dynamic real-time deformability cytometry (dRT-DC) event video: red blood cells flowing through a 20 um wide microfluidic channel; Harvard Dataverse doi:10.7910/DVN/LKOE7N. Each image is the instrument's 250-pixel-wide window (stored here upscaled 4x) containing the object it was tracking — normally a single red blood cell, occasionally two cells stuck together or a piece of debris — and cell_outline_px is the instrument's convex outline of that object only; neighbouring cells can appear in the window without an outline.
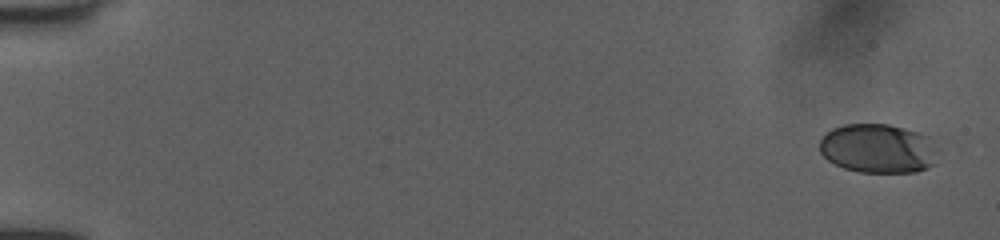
{"species": "human", "species_latin": "Homo sapiens", "temperature_condition": "room temperature", "stored_images_in_passage": 18, "camera_frame_rate_fps": 3000, "um_per_image_px": 0.085, "donor": {"sex": "female"}, "frame": {"image": 1, "passage_image": 1, "time_ms": 0.0, "image_size_px": [1000, 240], "cell_outline_px": [[932, 164], [924, 168], [912, 172], [860, 172], [844, 168], [828, 160], [820, 152], [820, 140], [824, 132], [832, 128], [844, 124], [888, 124], [920, 132], [928, 136]], "centroid_in_image_um": [74.49, 12.6], "position_along_channel_um": 10.5, "area_um2": 33.12}}
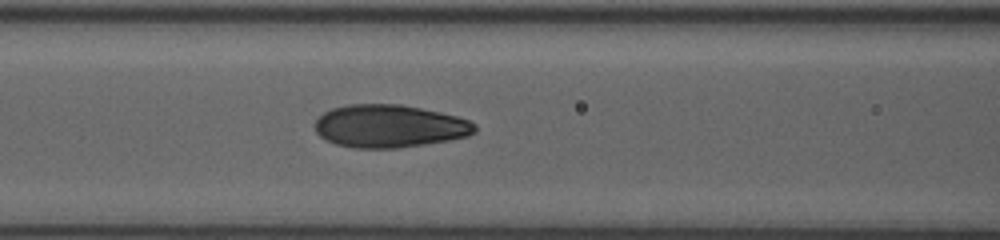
{"frame": {"image": 2, "passage_image": 16, "time_ms": 5.0, "image_size_px": [1000, 240], "cell_outline_px": [[476, 132], [468, 136], [448, 140], [424, 144], [396, 148], [352, 148], [336, 144], [320, 136], [316, 132], [312, 124], [324, 112], [332, 108], [348, 104], [400, 104], [440, 112], [456, 116], [468, 120], [476, 124]], "centroid_in_image_um": [33.08, 10.72], "position_along_channel_um": 133.5, "area_um2": 39.94}}
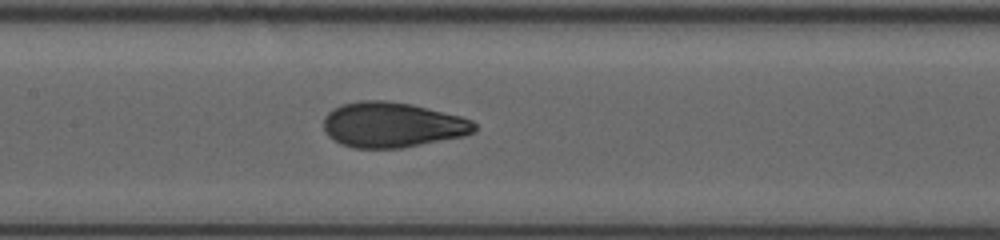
{"frame": {"image": 3, "passage_image": 18, "time_ms": 5.667, "image_size_px": [1000, 240], "cell_outline_px": [[476, 128], [472, 132], [464, 136], [400, 148], [352, 148], [340, 144], [328, 136], [324, 132], [324, 116], [332, 108], [340, 104], [360, 100], [384, 100], [412, 104], [460, 116], [472, 120], [476, 124]], "centroid_in_image_um": [33.3, 10.6], "position_along_channel_um": 174.1, "area_um2": 39.94}}